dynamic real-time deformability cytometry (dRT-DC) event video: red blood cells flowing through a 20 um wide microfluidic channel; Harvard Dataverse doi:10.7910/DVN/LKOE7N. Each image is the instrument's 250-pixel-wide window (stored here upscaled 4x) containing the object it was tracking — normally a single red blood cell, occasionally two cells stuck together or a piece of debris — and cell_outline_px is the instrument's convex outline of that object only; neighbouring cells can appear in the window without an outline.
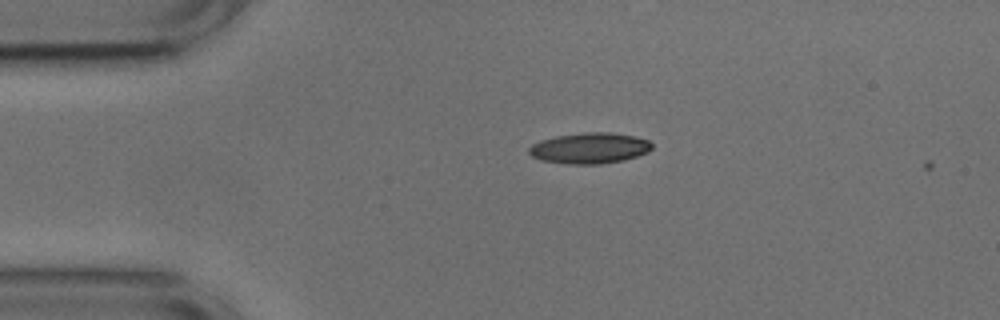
{"species": "common noctule bat (a hibernating species)", "species_latin": "Nyctalus noctula", "temperature_condition": "cold", "stored_images_in_passage": 3, "camera_frame_rate_fps": 3000, "um_per_image_px": 0.085, "animal": {"sex": "male", "body_mass_g": 17.9, "forearm_length_mm": 54.2}, "frame": {"image": 1, "passage_image": 2, "time_ms": 0.333, "image_size_px": [1000, 320], "cell_outline_px": [[652, 148], [648, 152], [624, 160], [600, 164], [568, 164], [540, 160], [532, 156], [528, 152], [528, 148], [532, 144], [540, 140], [556, 136], [580, 132], [612, 132], [636, 136], [648, 140], [652, 144]], "centroid_in_image_um": [50.11, 12.58], "position_along_channel_um": 34.9, "area_um2": 22.31}}